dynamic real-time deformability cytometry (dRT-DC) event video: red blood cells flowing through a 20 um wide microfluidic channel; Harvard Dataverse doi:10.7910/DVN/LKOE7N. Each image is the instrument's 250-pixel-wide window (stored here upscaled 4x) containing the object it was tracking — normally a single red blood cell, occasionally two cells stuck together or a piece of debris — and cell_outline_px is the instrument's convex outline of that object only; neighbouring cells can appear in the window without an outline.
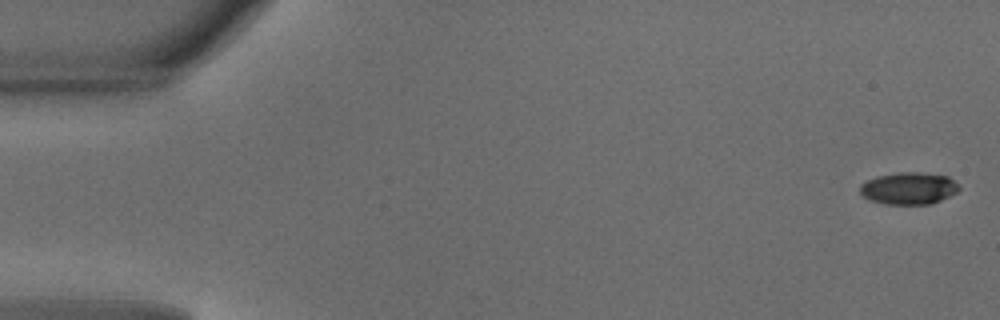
{"species": "common noctule bat (a hibernating species)", "species_latin": "Nyctalus noctula", "temperature_condition": "warm", "stored_images_in_passage": 49, "camera_frame_rate_fps": 3000, "um_per_image_px": 0.085, "animal": {"sex": "male", "body_mass_g": 18.8}, "frame": {"image": 1, "passage_image": 1, "time_ms": 0.0, "image_size_px": [1000, 320], "cell_outline_px": [[960, 188], [956, 192], [932, 204], [884, 204], [868, 200], [860, 192], [860, 184], [876, 176], [900, 172], [916, 172], [948, 176]], "centroid_in_image_um": [77.2, 16.01], "position_along_channel_um": 7.8, "area_um2": 18.38}}
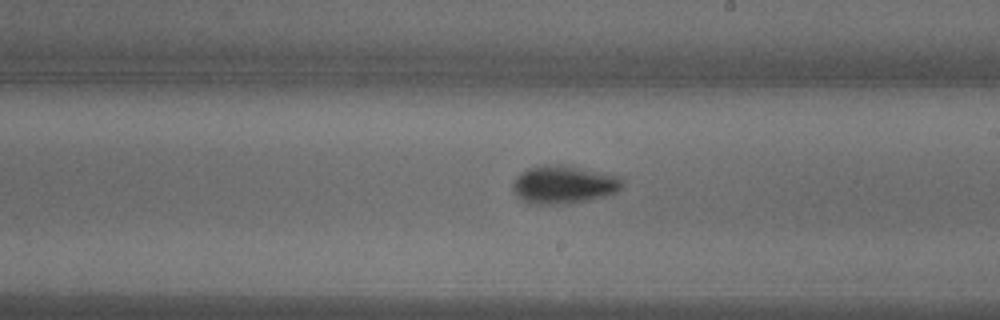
{"frame": {"image": 2, "passage_image": 28, "time_ms": 9.0, "image_size_px": [1000, 320], "cell_outline_px": [[620, 188], [616, 192], [608, 196], [572, 204], [528, 204], [516, 196], [512, 188], [512, 180], [520, 172], [528, 168], [548, 164], [568, 164], [620, 176]], "centroid_in_image_um": [47.88, 15.69], "position_along_channel_um": 241.1, "area_um2": 24.91}}
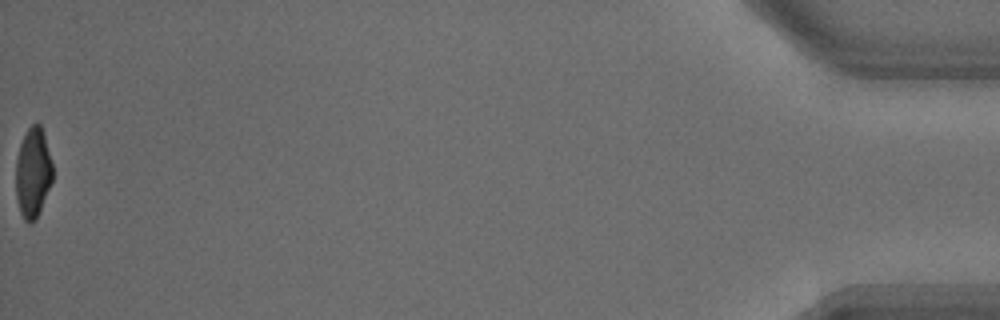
{"frame": {"image": 3, "passage_image": 49, "time_ms": 16.0, "image_size_px": [1000, 320], "cell_outline_px": [[52, 180], [36, 220], [32, 224], [28, 224], [24, 220], [20, 212], [16, 196], [16, 160], [20, 144], [28, 128], [32, 124], [40, 124], [44, 132], [52, 164]], "centroid_in_image_um": [2.79, 14.7], "position_along_channel_um": 432.4, "area_um2": 19.25}, "authors_computed_cell_mechanics": {"area_um2": 21.0392, "velocity_mm_per_s": 4.1497, "shape_relaxation_time_tau1_ms": 3.5041, "shape_relaxation_time_tau2_ms": 4.3613, "deformation_change_tau1": 0.1699, "deformation_change_tau2": 0.0971}}